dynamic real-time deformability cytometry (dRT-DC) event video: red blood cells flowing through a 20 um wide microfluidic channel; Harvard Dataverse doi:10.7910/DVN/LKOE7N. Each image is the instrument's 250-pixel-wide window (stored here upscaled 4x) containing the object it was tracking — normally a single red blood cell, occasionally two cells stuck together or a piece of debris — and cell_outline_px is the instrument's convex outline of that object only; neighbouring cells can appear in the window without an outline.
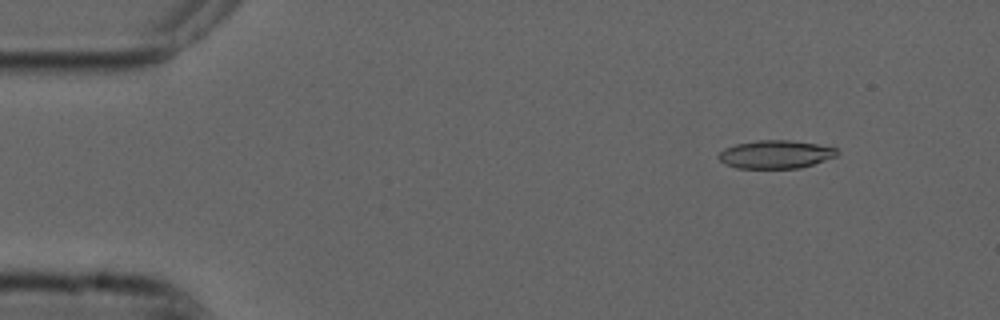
{"species": "common noctule bat (a hibernating species)", "species_latin": "Nyctalus noctula", "temperature_condition": "cold", "stored_images_in_passage": 54, "camera_frame_rate_fps": 3000, "um_per_image_px": 0.085, "animal": {"sex": "male", "forearm_length_mm": 52.5}, "frame": {"image": 1, "passage_image": 6, "time_ms": 1.667, "image_size_px": [1000, 320], "cell_outline_px": [[840, 152], [836, 156], [800, 168], [736, 168], [724, 164], [716, 156], [724, 148], [736, 144], [756, 140], [788, 140], [816, 144], [836, 148]], "centroid_in_image_um": [65.89, 13.12], "position_along_channel_um": 19.1, "area_um2": 19.42}}
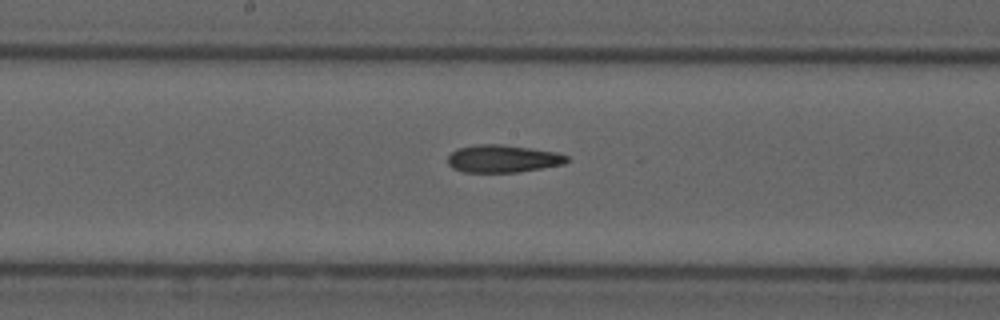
{"frame": {"image": 2, "passage_image": 28, "time_ms": 9.0, "image_size_px": [1000, 320], "cell_outline_px": [[572, 160], [564, 164], [516, 172], [464, 172], [452, 168], [448, 164], [448, 156], [456, 148], [476, 144], [500, 144], [556, 152], [568, 156]], "centroid_in_image_um": [42.73, 13.48], "position_along_channel_um": 205.5, "area_um2": 19.13}}
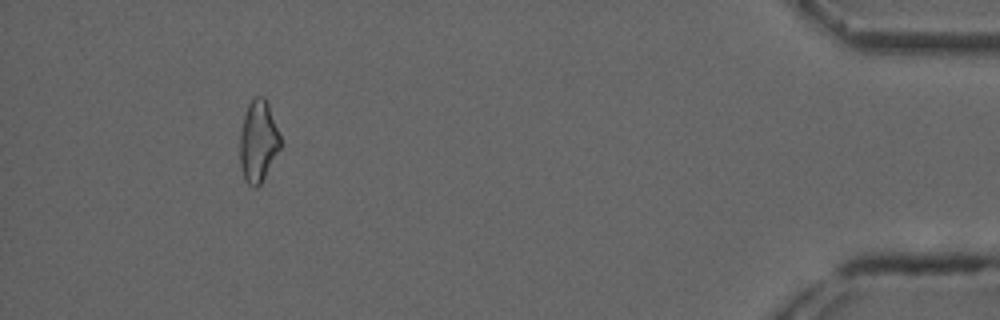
{"frame": {"image": 3, "passage_image": 50, "time_ms": 16.333, "image_size_px": [1000, 320], "cell_outline_px": [[280, 148], [260, 184], [256, 188], [252, 188], [244, 180], [240, 164], [240, 132], [244, 116], [248, 104], [256, 96], [264, 96], [268, 104], [280, 136]], "centroid_in_image_um": [21.93, 12.03], "position_along_channel_um": 413.3, "area_um2": 19.02}, "authors_computed_cell_mechanics": {"area_um2": 19.363, "velocity_mm_per_s": 3.7462, "shape_relaxation_time_tau1_ms": null, "shape_relaxation_time_tau2_ms": 6.0916, "deformation_change_tau1": null, "deformation_change_tau2": 0.1763}}